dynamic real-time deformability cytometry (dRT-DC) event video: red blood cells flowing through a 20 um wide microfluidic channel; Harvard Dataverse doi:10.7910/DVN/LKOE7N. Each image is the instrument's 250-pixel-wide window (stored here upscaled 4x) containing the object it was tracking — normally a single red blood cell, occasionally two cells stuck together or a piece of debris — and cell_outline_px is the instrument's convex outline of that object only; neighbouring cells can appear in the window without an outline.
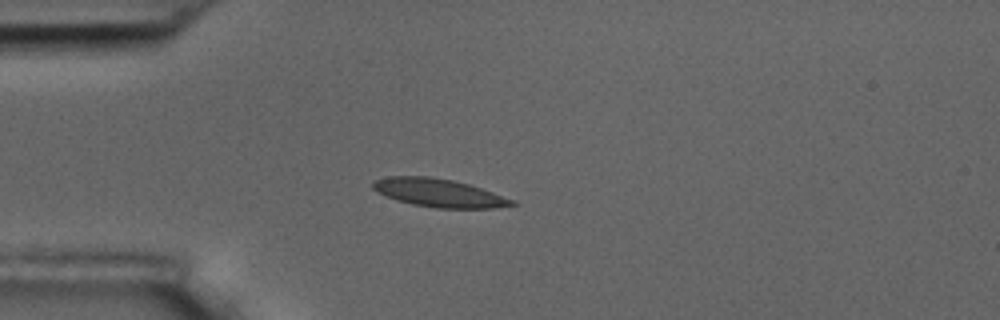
{"species": "common noctule bat (a hibernating species)", "species_latin": "Nyctalus noctula", "temperature_condition": "room temperature", "stored_images_in_passage": 6, "camera_frame_rate_fps": 3000, "um_per_image_px": 0.085, "animal": {"sex": "male", "body_mass_g": 17.5, "forearm_length_mm": 52.3}, "frame": {"image": 1, "passage_image": 1, "time_ms": 0.0, "image_size_px": [1000, 320], "cell_outline_px": [[516, 204], [496, 208], [436, 208], [412, 204], [396, 200], [372, 188], [372, 184], [376, 180], [388, 176], [432, 176], [452, 180], [468, 184], [516, 200]], "centroid_in_image_um": [37.33, 16.39], "position_along_channel_um": 47.7, "area_um2": 22.66}}
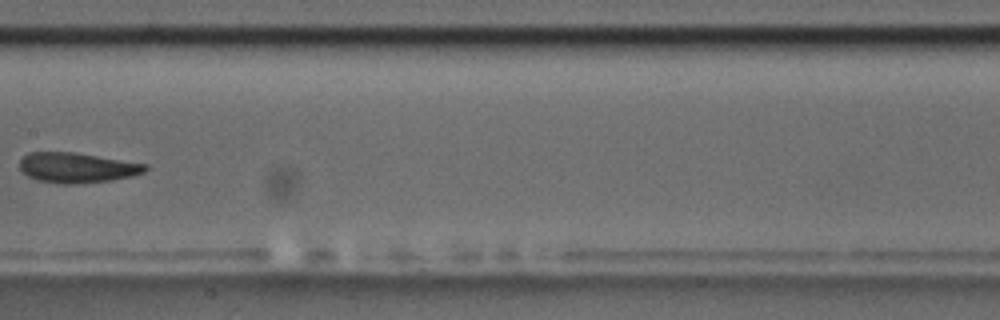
{"frame": {"image": 2, "passage_image": 5, "time_ms": 4.667, "image_size_px": [1000, 320], "cell_outline_px": [[148, 168], [144, 172], [132, 176], [112, 180], [76, 184], [60, 184], [36, 180], [28, 176], [20, 168], [20, 160], [28, 152], [76, 152], [148, 164]], "centroid_in_image_um": [6.56, 14.25], "position_along_channel_um": 200.8, "area_um2": 22.2}}
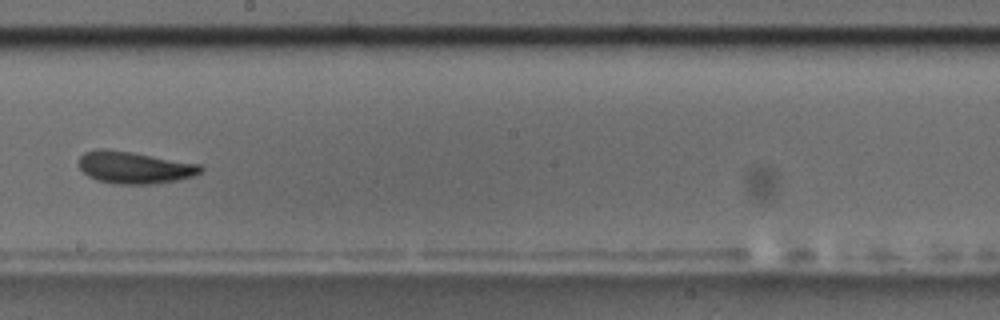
{"frame": {"image": 3, "passage_image": 6, "time_ms": 5.667, "image_size_px": [1000, 320], "cell_outline_px": [[204, 168], [200, 172], [192, 176], [176, 180], [152, 184], [116, 184], [96, 180], [88, 176], [76, 164], [80, 156], [84, 152], [96, 148], [108, 148], [132, 152], [200, 164]], "centroid_in_image_um": [11.36, 14.22], "position_along_channel_um": 236.8, "area_um2": 22.95}}